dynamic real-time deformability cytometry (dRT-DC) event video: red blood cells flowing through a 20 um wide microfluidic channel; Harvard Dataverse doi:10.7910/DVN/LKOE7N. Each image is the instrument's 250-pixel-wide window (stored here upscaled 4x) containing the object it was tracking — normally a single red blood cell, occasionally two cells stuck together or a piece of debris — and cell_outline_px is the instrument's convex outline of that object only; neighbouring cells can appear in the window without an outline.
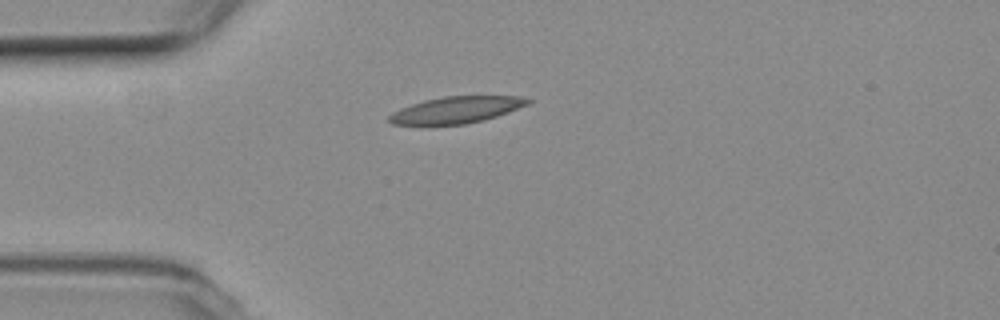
{"species": "common noctule bat (a hibernating species)", "species_latin": "Nyctalus noctula", "temperature_condition": "room temperature", "stored_images_in_passage": 36, "camera_frame_rate_fps": 3000, "um_per_image_px": 0.085, "animal": {"sex": "female", "body_mass_g": 19.3, "forearm_length_mm": 54.1}, "frame": {"image": 1, "passage_image": 1, "time_ms": 0.0, "image_size_px": [1000, 320], "cell_outline_px": [[532, 100], [528, 104], [508, 112], [484, 120], [464, 124], [424, 128], [392, 124], [388, 120], [388, 116], [392, 112], [400, 108], [424, 100], [444, 96], [516, 96]], "centroid_in_image_um": [38.65, 9.39], "position_along_channel_um": 46.4, "area_um2": 22.25}}
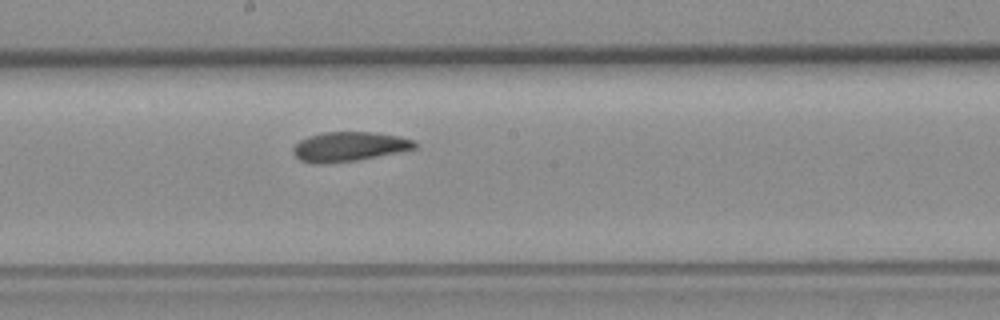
{"frame": {"image": 2, "passage_image": 16, "time_ms": 5.0, "image_size_px": [1000, 320], "cell_outline_px": [[416, 148], [356, 160], [320, 164], [316, 164], [300, 160], [292, 152], [292, 148], [300, 140], [308, 136], [324, 132], [372, 132], [396, 136], [412, 140], [416, 144]], "centroid_in_image_um": [29.6, 12.46], "position_along_channel_um": 218.6, "area_um2": 20.52}}
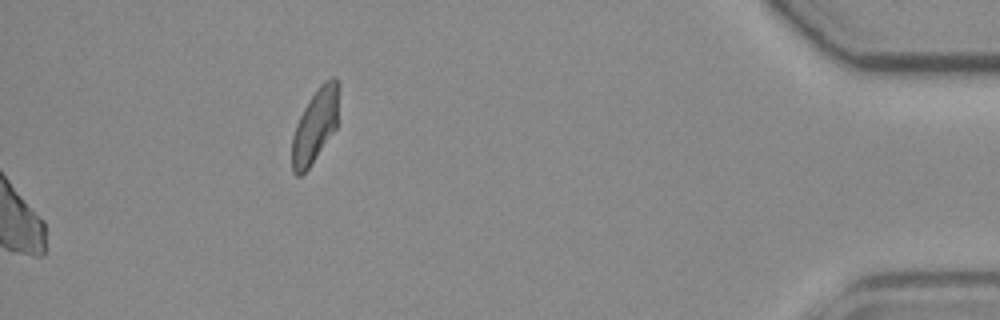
{"frame": {"image": 3, "passage_image": 36, "time_ms": 11.667, "image_size_px": [1000, 320], "cell_outline_px": [[340, 88], [336, 128], [308, 168], [300, 176], [296, 176], [292, 172], [292, 136], [296, 124], [304, 108], [316, 88], [324, 80], [332, 76], [336, 76], [340, 84]], "centroid_in_image_um": [26.81, 10.61], "position_along_channel_um": 408.4, "area_um2": 20.29}, "authors_computed_cell_mechanics": {"area_um2": 21.3571, "velocity_mm_per_s": 3.7523, "shape_relaxation_time_tau1_ms": 10.9706, "shape_relaxation_time_tau2_ms": 4.4121, "deformation_change_tau1": 0.2376, "deformation_change_tau2": 0.0969}}